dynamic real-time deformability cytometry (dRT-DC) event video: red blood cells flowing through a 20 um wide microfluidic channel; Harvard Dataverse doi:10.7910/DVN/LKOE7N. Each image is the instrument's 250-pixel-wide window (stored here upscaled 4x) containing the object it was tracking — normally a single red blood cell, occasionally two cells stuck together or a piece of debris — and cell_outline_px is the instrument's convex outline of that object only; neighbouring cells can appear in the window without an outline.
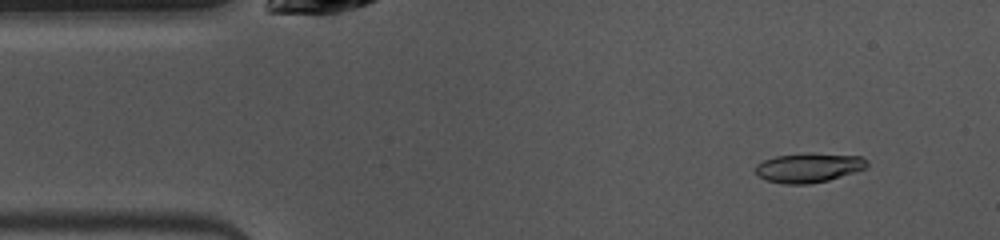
{"species": "common noctule bat (a hibernating species)", "species_latin": "Nyctalus noctula", "temperature_condition": "warm", "stored_images_in_passage": 48, "camera_frame_rate_fps": 3000, "um_per_image_px": 0.085, "animal": {"sex": "female", "body_mass_g": 10.0, "forearm_length_mm": 53.1}, "frame": {"image": 1, "passage_image": 4, "time_ms": 1.0, "image_size_px": [1000, 240], "cell_outline_px": [[868, 168], [828, 180], [808, 184], [784, 184], [768, 180], [760, 176], [756, 172], [756, 164], [764, 160], [776, 156], [804, 152], [812, 152], [860, 156], [868, 160]], "centroid_in_image_um": [68.78, 14.23], "position_along_channel_um": 16.2, "area_um2": 19.31}}
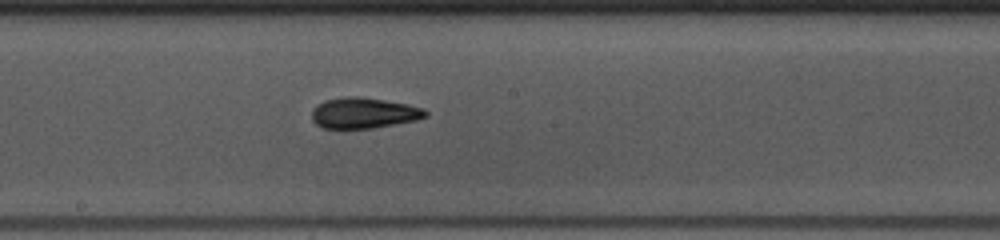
{"frame": {"image": 2, "passage_image": 24, "time_ms": 7.667, "image_size_px": [1000, 240], "cell_outline_px": [[428, 116], [416, 120], [372, 128], [324, 128], [316, 124], [312, 120], [312, 108], [316, 104], [324, 100], [344, 96], [356, 96], [384, 100], [408, 104], [424, 108], [428, 112]], "centroid_in_image_um": [30.9, 9.59], "position_along_channel_um": 217.3, "area_um2": 20.46}}
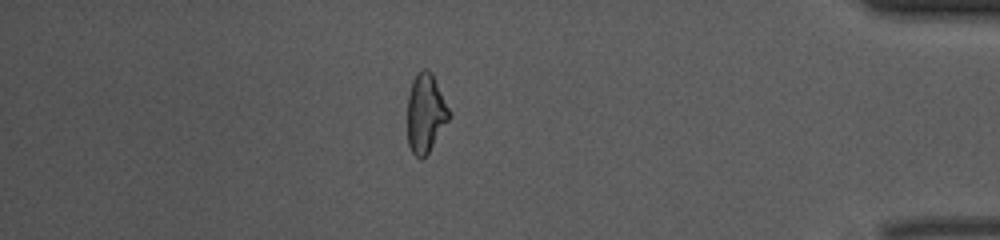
{"frame": {"image": 3, "passage_image": 41, "time_ms": 13.333, "image_size_px": [1000, 240], "cell_outline_px": [[448, 120], [428, 152], [424, 156], [416, 156], [412, 152], [408, 144], [408, 96], [412, 80], [416, 72], [424, 68], [428, 68], [432, 72], [448, 108]], "centroid_in_image_um": [36.14, 9.55], "position_along_channel_um": 399.1, "area_um2": 18.67}, "authors_computed_cell_mechanics": {"area_um2": 19.5364, "velocity_mm_per_s": 3.9867, "shape_relaxation_time_tau1_ms": 4.8028, "shape_relaxation_time_tau2_ms": 1.6646, "deformation_change_tau1": 0.1636, "deformation_change_tau2": 0.0888}}